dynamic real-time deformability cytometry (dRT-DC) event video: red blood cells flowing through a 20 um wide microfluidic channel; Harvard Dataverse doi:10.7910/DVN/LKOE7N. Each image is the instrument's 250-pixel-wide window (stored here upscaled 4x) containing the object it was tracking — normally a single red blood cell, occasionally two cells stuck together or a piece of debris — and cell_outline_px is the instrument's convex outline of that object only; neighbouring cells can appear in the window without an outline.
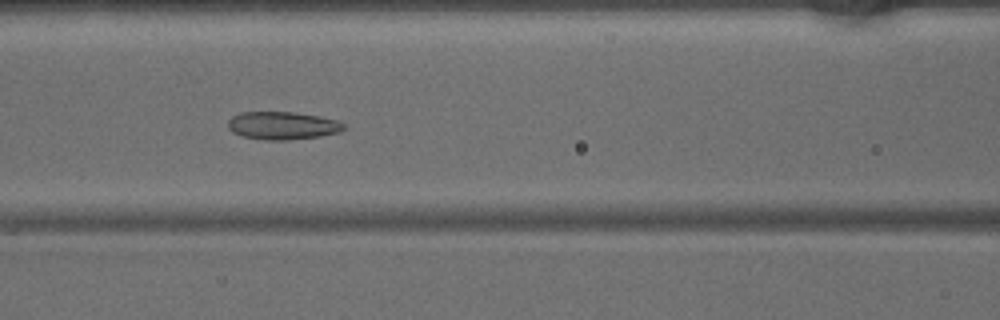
{"species": "common noctule bat (a hibernating species)", "species_latin": "Nyctalus noctula", "temperature_condition": "warm", "stored_images_in_passage": 47, "camera_frame_rate_fps": 3000, "um_per_image_px": 0.085, "animal": {"sex": "male", "body_mass_g": 15.6}, "frame": {"image": 1, "passage_image": 20, "time_ms": 6.333, "image_size_px": [1000, 320], "cell_outline_px": [[348, 128], [340, 132], [320, 136], [288, 140], [264, 140], [240, 136], [232, 132], [228, 128], [228, 120], [232, 116], [240, 112], [296, 112], [320, 116], [336, 120], [348, 124]], "centroid_in_image_um": [24.04, 10.67], "position_along_channel_um": 142.6, "area_um2": 19.19}}
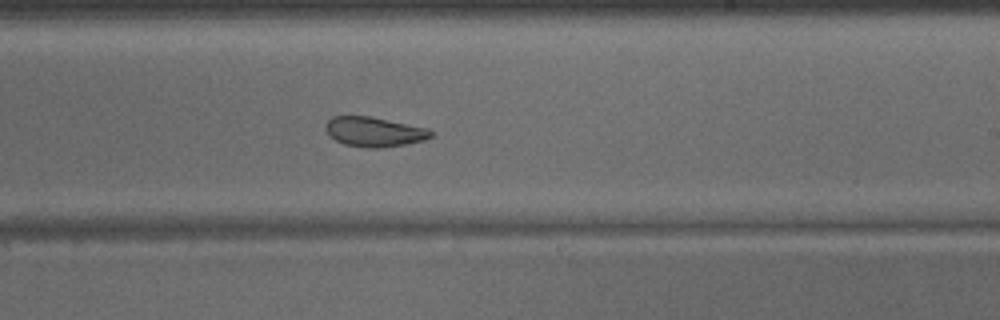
{"frame": {"image": 2, "passage_image": 28, "time_ms": 9.0, "image_size_px": [1000, 320], "cell_outline_px": [[436, 132], [432, 136], [424, 140], [404, 144], [376, 148], [364, 148], [344, 144], [328, 136], [324, 128], [324, 124], [332, 116], [372, 116], [428, 128]], "centroid_in_image_um": [31.79, 11.19], "position_along_channel_um": 257.2, "area_um2": 18.5}}
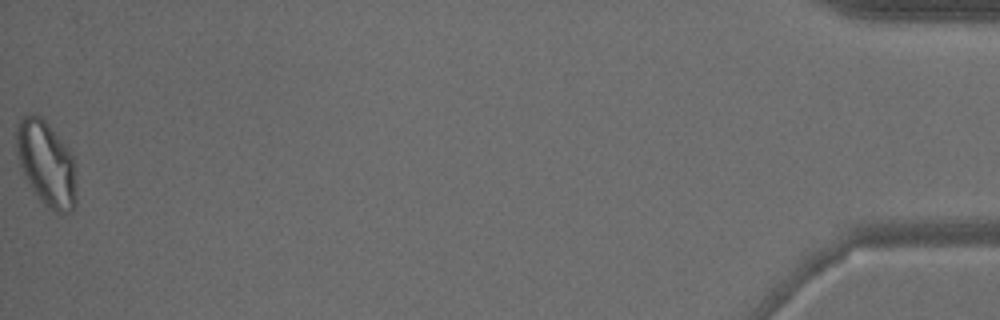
{"frame": {"image": 3, "passage_image": 47, "time_ms": 15.333, "image_size_px": [1000, 320], "cell_outline_px": [[76, 204], [68, 212], [60, 216], [48, 208], [40, 200], [32, 188], [20, 164], [16, 152], [16, 132], [20, 120], [28, 112], [36, 112], [44, 116], [68, 148], [72, 156], [76, 196]], "centroid_in_image_um": [3.93, 13.85], "position_along_channel_um": 431.3, "area_um2": 29.82}}